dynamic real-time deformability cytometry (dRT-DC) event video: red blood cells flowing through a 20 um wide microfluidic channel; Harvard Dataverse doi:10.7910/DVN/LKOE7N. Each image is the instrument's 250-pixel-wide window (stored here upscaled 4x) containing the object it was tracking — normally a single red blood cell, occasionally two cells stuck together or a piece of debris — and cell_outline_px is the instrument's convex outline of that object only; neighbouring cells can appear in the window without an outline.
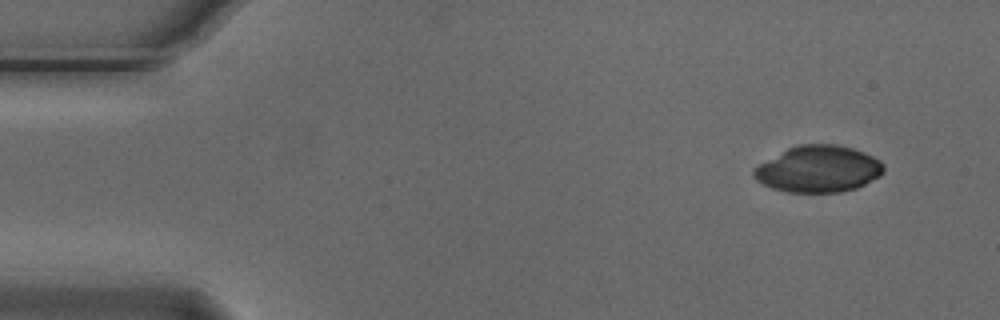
{"species": "Egyptian fruit bat (a non-hibernating species)", "species_latin": "Rousettus aegyptiacus", "temperature_condition": "cold", "stored_images_in_passage": 5, "segment_of_instrument_passage": [2, 2], "camera_frame_rate_fps": 3000, "um_per_image_px": 0.085, "animal": {"sex": "male"}, "frame": {"image": 1, "passage_image": 5, "time_ms": 1.333, "image_size_px": [1000, 320], "cell_outline_px": [[884, 172], [880, 176], [856, 188], [840, 192], [788, 192], [772, 188], [756, 180], [752, 176], [752, 172], [760, 164], [788, 148], [800, 144], [836, 144], [852, 148], [864, 152], [880, 160], [884, 164]], "centroid_in_image_um": [69.58, 14.37], "position_along_channel_um": 15.4, "area_um2": 35.08}}